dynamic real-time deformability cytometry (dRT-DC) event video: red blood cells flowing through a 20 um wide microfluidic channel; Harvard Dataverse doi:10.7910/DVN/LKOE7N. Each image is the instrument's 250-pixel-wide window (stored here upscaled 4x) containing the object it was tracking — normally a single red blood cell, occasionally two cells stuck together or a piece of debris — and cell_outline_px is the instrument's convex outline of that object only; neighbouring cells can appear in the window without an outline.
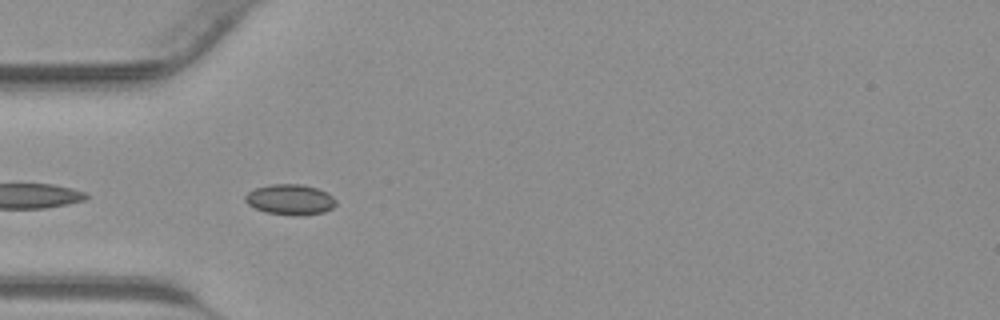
{"species": "common noctule bat (a hibernating species)", "species_latin": "Nyctalus noctula", "temperature_condition": "warm", "stored_images_in_passage": 12, "camera_frame_rate_fps": 3000, "um_per_image_px": 0.085, "animal": {"sex": "male", "body_mass_g": 23.1, "forearm_length_mm": 52.7}, "frame": {"image": 1, "passage_image": 4, "time_ms": 1.0, "image_size_px": [1000, 320], "cell_outline_px": [[336, 204], [332, 208], [324, 212], [296, 216], [264, 212], [248, 204], [244, 200], [244, 196], [248, 192], [256, 188], [268, 184], [300, 184], [316, 188], [328, 192], [336, 200]], "centroid_in_image_um": [24.66, 16.96], "position_along_channel_um": 60.3, "area_um2": 16.18}}